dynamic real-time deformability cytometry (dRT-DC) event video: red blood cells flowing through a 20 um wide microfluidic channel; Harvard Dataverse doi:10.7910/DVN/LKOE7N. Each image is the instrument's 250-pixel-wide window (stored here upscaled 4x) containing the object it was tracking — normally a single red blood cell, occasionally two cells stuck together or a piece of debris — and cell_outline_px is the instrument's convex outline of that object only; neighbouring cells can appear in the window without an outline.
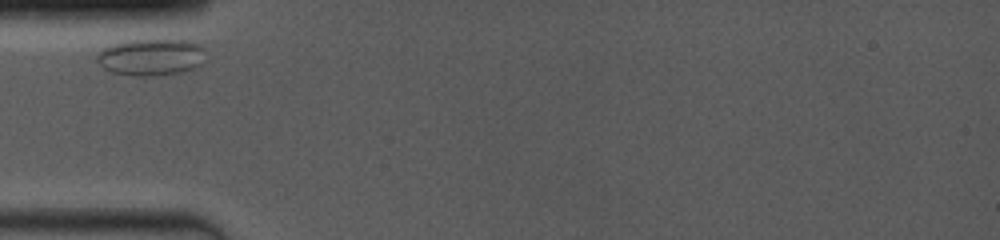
{"species": "common noctule bat (a hibernating species)", "species_latin": "Nyctalus noctula", "temperature_condition": "room temperature", "stored_images_in_passage": 5, "camera_frame_rate_fps": 4000, "um_per_image_px": 0.085, "animal": {"sex": "female", "body_mass_g": 19.0, "forearm_length_mm": 53.3}, "frame": {"image": 1, "passage_image": 1, "time_ms": 0.0, "image_size_px": [1000, 240], "cell_outline_px": [[204, 64], [196, 68], [180, 72], [152, 76], [132, 76], [112, 72], [104, 68], [96, 60], [96, 52], [100, 48], [124, 40], [192, 40], [200, 44], [204, 48]], "centroid_in_image_um": [12.84, 4.85], "position_along_channel_um": 72.2, "area_um2": 23.81}}
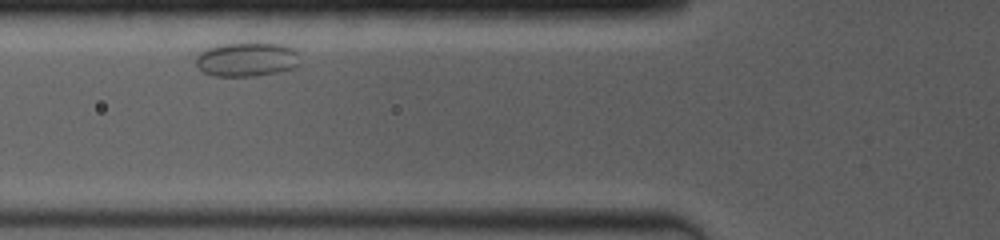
{"frame": {"image": 2, "passage_image": 3, "time_ms": 1.0, "image_size_px": [1000, 240], "cell_outline_px": [[300, 64], [296, 68], [256, 76], [212, 76], [204, 72], [196, 64], [196, 56], [200, 52], [208, 48], [220, 44], [284, 44], [292, 48], [296, 52]], "centroid_in_image_um": [20.98, 5.07], "position_along_channel_um": 104.8, "area_um2": 20.52}}
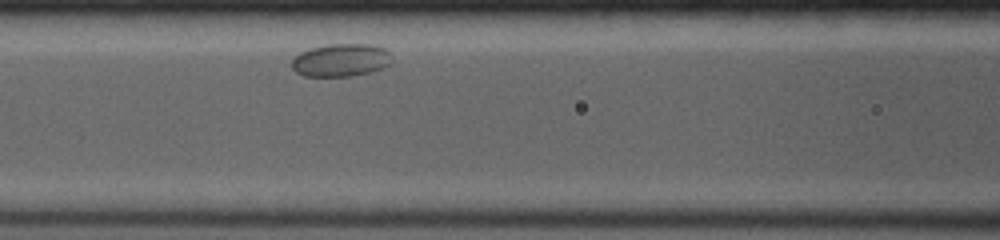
{"frame": {"image": 3, "passage_image": 5, "time_ms": 2.0, "image_size_px": [1000, 240], "cell_outline_px": [[392, 64], [384, 68], [352, 76], [304, 76], [296, 72], [292, 68], [292, 60], [300, 52], [312, 48], [328, 44], [372, 44], [384, 48], [388, 52], [392, 60]], "centroid_in_image_um": [29.0, 5.11], "position_along_channel_um": 137.6, "area_um2": 19.19}}